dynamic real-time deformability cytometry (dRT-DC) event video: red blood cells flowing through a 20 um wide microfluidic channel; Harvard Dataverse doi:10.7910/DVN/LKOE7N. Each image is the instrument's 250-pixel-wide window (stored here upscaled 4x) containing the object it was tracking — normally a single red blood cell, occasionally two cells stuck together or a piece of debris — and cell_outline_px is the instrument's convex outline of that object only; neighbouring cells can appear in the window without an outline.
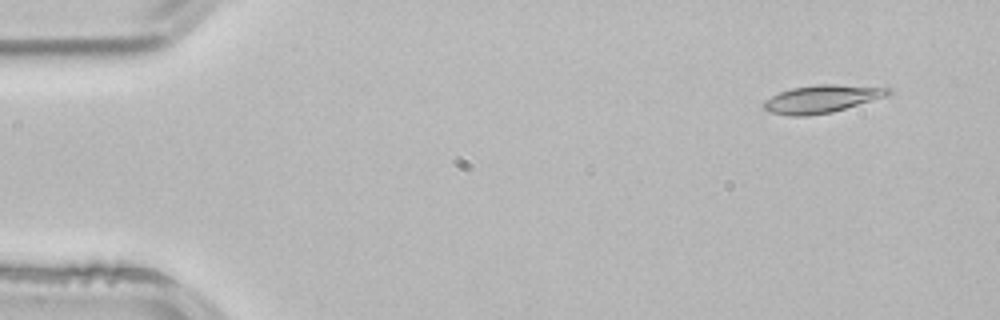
{"species": "common noctule bat (a hibernating species)", "species_latin": "Nyctalus noctula", "temperature_condition": "room temperature", "stored_images_in_passage": 3, "camera_frame_rate_fps": 3000, "um_per_image_px": 0.085, "animal": {"sex": "male", "body_mass_g": 21.5, "forearm_length_mm": 52.0}, "frame": {"image": 1, "passage_image": 1, "time_ms": 0.0, "image_size_px": [1000, 320], "cell_outline_px": [[892, 92], [888, 96], [832, 112], [808, 116], [792, 116], [772, 112], [764, 108], [764, 100], [780, 92], [792, 88], [816, 84], [836, 84], [892, 88]], "centroid_in_image_um": [69.9, 8.4], "position_along_channel_um": 15.1, "area_um2": 20.06}}